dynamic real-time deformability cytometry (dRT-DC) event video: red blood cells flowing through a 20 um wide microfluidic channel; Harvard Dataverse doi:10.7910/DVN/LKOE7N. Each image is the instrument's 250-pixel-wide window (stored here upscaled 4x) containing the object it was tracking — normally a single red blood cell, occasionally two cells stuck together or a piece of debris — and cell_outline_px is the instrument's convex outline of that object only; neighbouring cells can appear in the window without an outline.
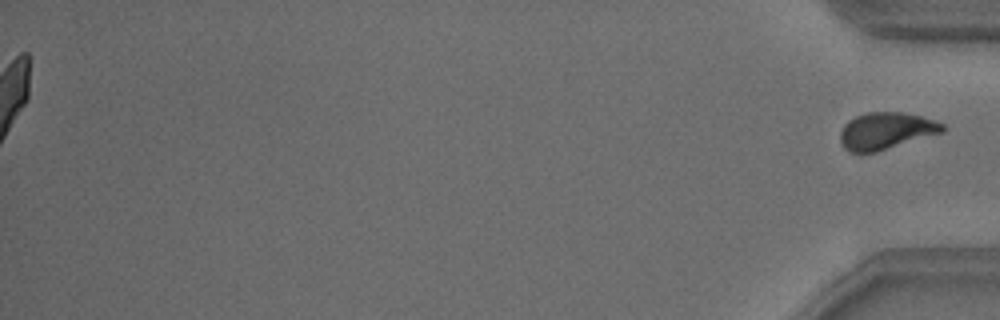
{"species": "common noctule bat (a hibernating species)", "species_latin": "Nyctalus noctula", "temperature_condition": "warm", "stored_images_in_passage": 53, "segment_of_instrument_passage": [2, 2], "camera_frame_rate_fps": 3000, "um_per_image_px": 0.085, "animal": {"sex": "male", "body_mass_g": 18.8}, "frame": {"image": 1, "passage_image": 53, "time_ms": 17.333, "image_size_px": [1000, 320], "cell_outline_px": [[944, 132], [876, 152], [848, 152], [844, 148], [840, 140], [840, 132], [844, 124], [848, 120], [856, 116], [868, 112], [904, 112], [924, 116], [936, 120], [944, 124]], "centroid_in_image_um": [75.33, 11.11], "position_along_channel_um": 359.9, "area_um2": 22.2}}